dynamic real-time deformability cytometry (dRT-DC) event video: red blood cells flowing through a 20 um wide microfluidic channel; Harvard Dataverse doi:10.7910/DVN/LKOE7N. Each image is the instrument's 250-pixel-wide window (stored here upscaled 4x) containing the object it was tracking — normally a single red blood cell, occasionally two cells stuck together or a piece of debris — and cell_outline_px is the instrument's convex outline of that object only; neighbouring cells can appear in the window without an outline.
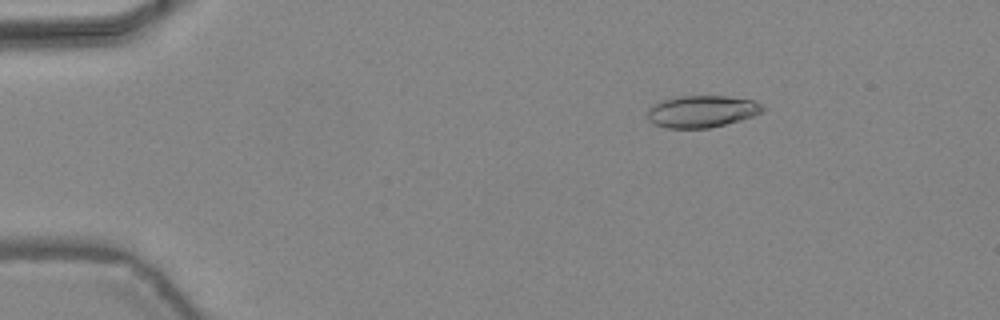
{"species": "common noctule bat (a hibernating species)", "species_latin": "Nyctalus noctula", "temperature_condition": "warm", "stored_images_in_passage": 47, "camera_frame_rate_fps": 3000, "um_per_image_px": 0.085, "animal": {"sex": "female", "body_mass_g": 24.6, "forearm_length_mm": 56.2}, "frame": {"image": 1, "passage_image": 8, "time_ms": 2.333, "image_size_px": [1000, 320], "cell_outline_px": [[764, 112], [740, 120], [708, 128], [668, 128], [656, 124], [648, 120], [648, 108], [652, 104], [664, 100], [680, 96], [728, 96], [752, 100], [760, 104], [764, 108]], "centroid_in_image_um": [59.65, 9.47], "position_along_channel_um": 25.4, "area_um2": 21.27}}
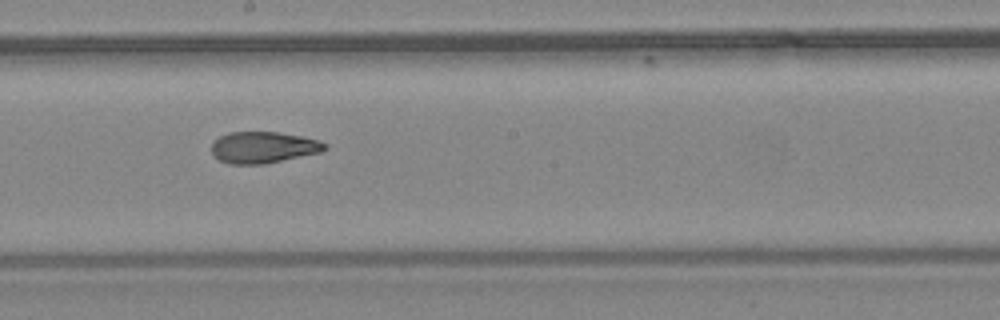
{"frame": {"image": 2, "passage_image": 27, "time_ms": 8.667, "image_size_px": [1000, 320], "cell_outline_px": [[328, 148], [320, 152], [264, 164], [228, 164], [220, 160], [212, 152], [212, 144], [220, 136], [228, 132], [276, 132], [300, 136], [316, 140], [328, 144]], "centroid_in_image_um": [22.38, 12.53], "position_along_channel_um": 225.8, "area_um2": 20.52}}
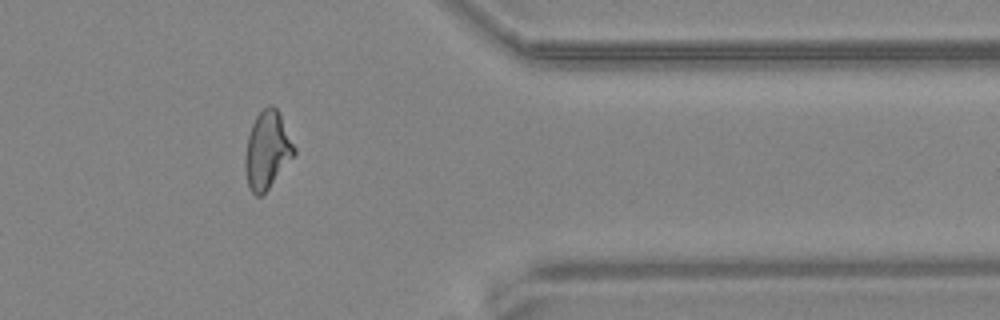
{"frame": {"image": 3, "passage_image": 39, "time_ms": 12.667, "image_size_px": [1000, 320], "cell_outline_px": [[296, 152], [268, 188], [260, 196], [256, 196], [252, 192], [248, 184], [244, 168], [244, 156], [248, 136], [252, 124], [256, 116], [268, 104], [272, 104], [280, 112], [296, 148]], "centroid_in_image_um": [22.7, 12.72], "position_along_channel_um": 388.7, "area_um2": 22.02}, "authors_computed_cell_mechanics": {"area_um2": 21.6172, "velocity_mm_per_s": 4.4547, "shape_relaxation_time_tau1_ms": 6.6101, "shape_relaxation_time_tau2_ms": 1.6356, "deformation_change_tau1": 0.2136, "deformation_change_tau2": 0.0778}}